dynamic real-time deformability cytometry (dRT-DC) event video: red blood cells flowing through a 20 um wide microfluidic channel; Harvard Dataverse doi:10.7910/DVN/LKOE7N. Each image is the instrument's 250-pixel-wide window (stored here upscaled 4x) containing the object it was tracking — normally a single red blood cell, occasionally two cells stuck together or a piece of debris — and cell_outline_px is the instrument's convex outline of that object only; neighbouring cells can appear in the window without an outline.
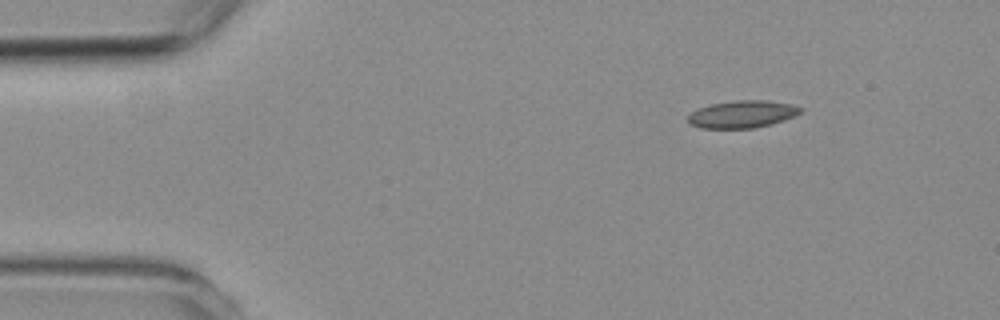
{"species": "common noctule bat (a hibernating species)", "species_latin": "Nyctalus noctula", "temperature_condition": "room temperature", "stored_images_in_passage": 48, "camera_frame_rate_fps": 3000, "um_per_image_px": 0.085, "animal": {"sex": "female", "body_mass_g": 19.3, "forearm_length_mm": 54.1}, "frame": {"image": 1, "passage_image": 1, "time_ms": 0.0, "image_size_px": [1000, 320], "cell_outline_px": [[804, 112], [796, 116], [772, 124], [756, 128], [700, 128], [692, 124], [688, 120], [688, 116], [692, 112], [700, 108], [712, 104], [736, 100], [768, 100], [792, 104], [804, 108]], "centroid_in_image_um": [63.19, 9.7], "position_along_channel_um": 21.8, "area_um2": 18.03}}
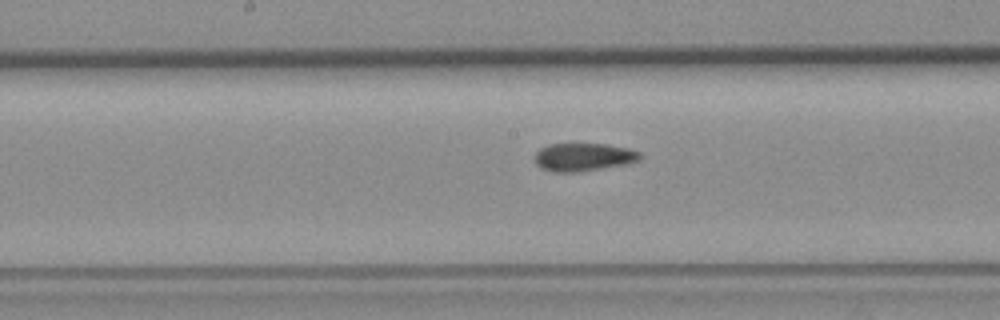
{"frame": {"image": 2, "passage_image": 21, "time_ms": 6.667, "image_size_px": [1000, 320], "cell_outline_px": [[640, 160], [628, 164], [576, 172], [552, 172], [540, 168], [536, 164], [536, 152], [540, 148], [548, 144], [604, 144], [628, 148], [640, 152]], "centroid_in_image_um": [49.59, 13.35], "position_along_channel_um": 198.6, "area_um2": 17.17}}
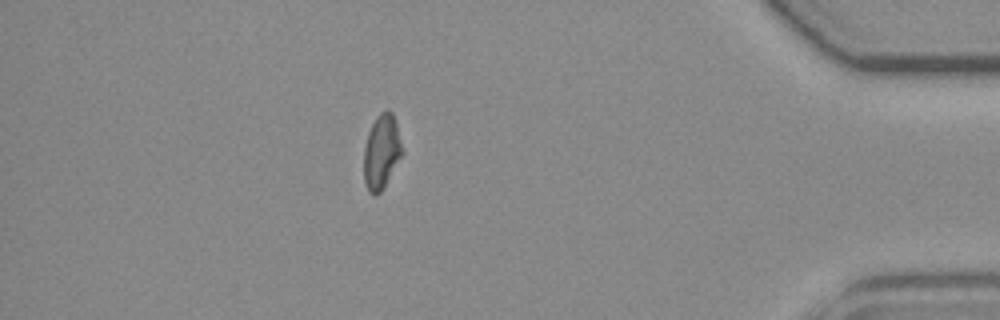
{"frame": {"image": 3, "passage_image": 41, "time_ms": 13.333, "image_size_px": [1000, 320], "cell_outline_px": [[404, 152], [384, 188], [376, 196], [368, 192], [364, 184], [364, 148], [368, 132], [376, 116], [380, 112], [388, 108], [392, 112], [396, 124]], "centroid_in_image_um": [32.43, 12.92], "position_along_channel_um": 402.8, "area_um2": 16.88}, "authors_computed_cell_mechanics": {"area_um2": 17.3111, "velocity_mm_per_s": 3.7906, "shape_relaxation_time_tau1_ms": null, "shape_relaxation_time_tau2_ms": 4.3916, "deformation_change_tau1": null, "deformation_change_tau2": 0.1065}}